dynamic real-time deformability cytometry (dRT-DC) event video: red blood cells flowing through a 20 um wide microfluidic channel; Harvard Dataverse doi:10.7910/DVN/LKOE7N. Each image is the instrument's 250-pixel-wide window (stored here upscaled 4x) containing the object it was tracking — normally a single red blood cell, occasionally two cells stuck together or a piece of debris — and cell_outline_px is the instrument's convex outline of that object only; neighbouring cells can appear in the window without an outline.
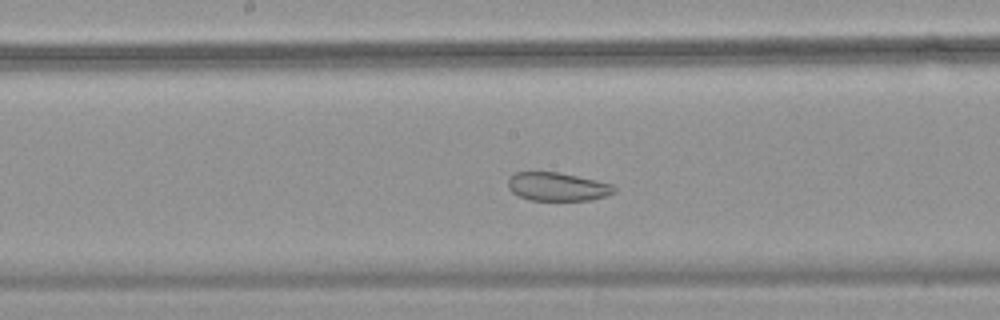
{"species": "common noctule bat (a hibernating species)", "species_latin": "Nyctalus noctula", "temperature_condition": "warm", "stored_images_in_passage": 52, "camera_frame_rate_fps": 3000, "um_per_image_px": 0.085, "animal": {"sex": "female", "body_mass_g": 18.4}, "frame": {"image": 1, "passage_image": 26, "time_ms": 8.333, "image_size_px": [1000, 320], "cell_outline_px": [[616, 192], [608, 196], [592, 200], [528, 200], [512, 192], [508, 188], [508, 176], [516, 172], [556, 172], [596, 180], [612, 184], [616, 188]], "centroid_in_image_um": [47.39, 15.87], "position_along_channel_um": 200.8, "area_um2": 17.69}}
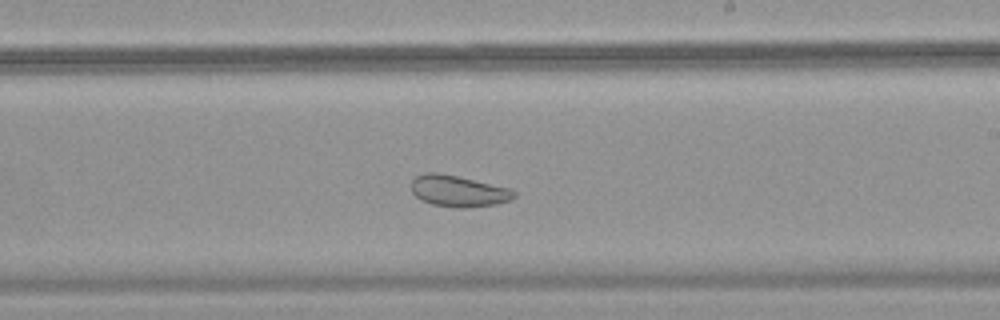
{"frame": {"image": 2, "passage_image": 30, "time_ms": 9.667, "image_size_px": [1000, 320], "cell_outline_px": [[516, 196], [508, 200], [496, 204], [464, 208], [460, 208], [432, 204], [420, 200], [412, 192], [412, 180], [416, 176], [424, 172], [436, 172], [456, 176], [508, 188], [516, 192]], "centroid_in_image_um": [38.92, 16.24], "position_along_channel_um": 250.1, "area_um2": 18.5}}
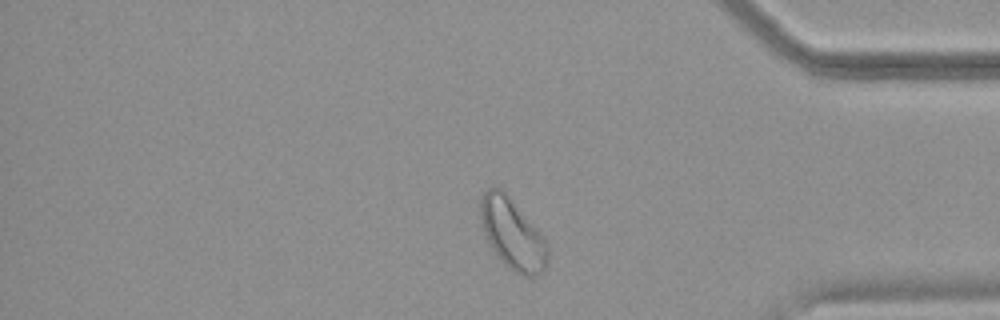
{"frame": {"image": 3, "passage_image": 43, "time_ms": 14.0, "image_size_px": [1000, 320], "cell_outline_px": [[548, 264], [540, 272], [532, 276], [524, 276], [516, 272], [504, 264], [488, 244], [480, 220], [480, 200], [484, 192], [488, 188], [500, 188], [508, 196], [540, 232], [548, 244]], "centroid_in_image_um": [43.55, 19.9], "position_along_channel_um": 391.7, "area_um2": 27.34}, "authors_computed_cell_mechanics": {"area_um2": 26.9926, "velocity_mm_per_s": 3.7133, "shape_relaxation_time_tau1_ms": null, "shape_relaxation_time_tau2_ms": 1.807, "deformation_change_tau1": null, "deformation_change_tau2": 0.0776}}